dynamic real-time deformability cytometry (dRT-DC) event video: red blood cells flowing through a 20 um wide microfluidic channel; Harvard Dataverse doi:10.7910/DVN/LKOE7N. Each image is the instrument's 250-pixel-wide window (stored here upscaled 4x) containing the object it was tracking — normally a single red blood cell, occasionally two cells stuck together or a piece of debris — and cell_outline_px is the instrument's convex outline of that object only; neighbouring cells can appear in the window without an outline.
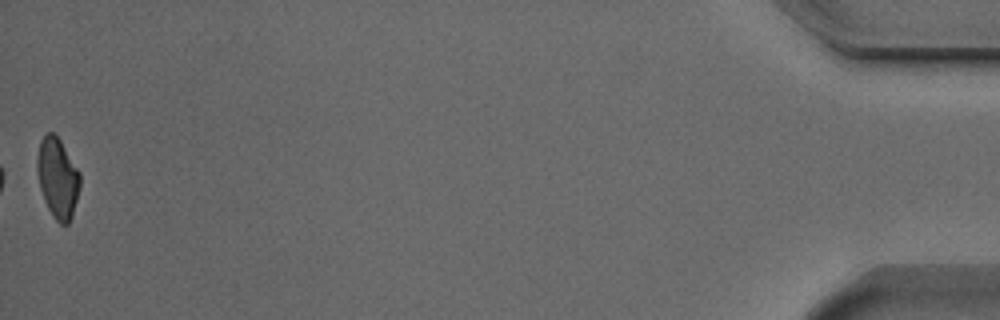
{"species": "Egyptian fruit bat (a non-hibernating species)", "species_latin": "Rousettus aegyptiacus", "temperature_condition": "cold", "stored_images_in_passage": 39, "camera_frame_rate_fps": 3000, "um_per_image_px": 0.085, "animal": {"sex": "male"}, "frame": {"image": 1, "passage_image": 39, "time_ms": 12.667, "image_size_px": [1000, 320], "cell_outline_px": [[80, 184], [72, 216], [68, 224], [60, 224], [52, 216], [44, 200], [40, 188], [36, 168], [36, 160], [40, 140], [48, 132], [52, 132], [60, 140], [80, 172]], "centroid_in_image_um": [4.88, 15.13], "position_along_channel_um": 430.3, "area_um2": 19.94}, "authors_computed_cell_mechanics": {"area_um2": 21.9062, "velocity_mm_per_s": 3.7239, "shape_relaxation_time_tau1_ms": 2.8175, "shape_relaxation_time_tau2_ms": null, "deformation_change_tau1": 0.1336, "deformation_change_tau2": null}}